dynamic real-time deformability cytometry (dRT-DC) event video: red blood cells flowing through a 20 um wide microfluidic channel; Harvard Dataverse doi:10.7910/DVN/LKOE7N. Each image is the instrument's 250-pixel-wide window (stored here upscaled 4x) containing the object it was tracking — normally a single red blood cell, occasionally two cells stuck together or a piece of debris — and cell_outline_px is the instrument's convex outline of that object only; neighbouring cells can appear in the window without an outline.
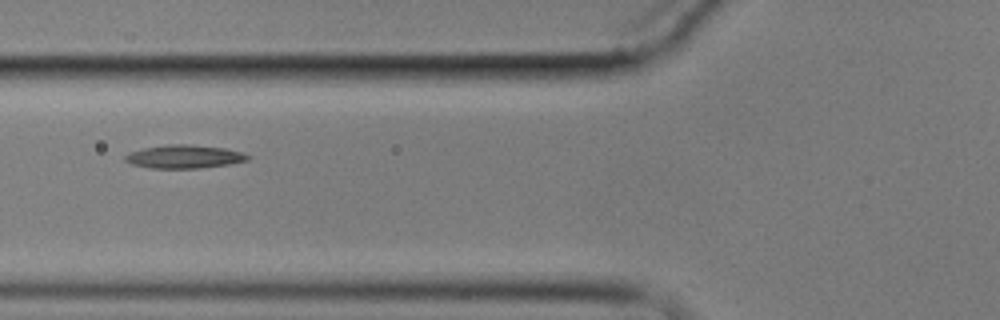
{"species": "common noctule bat (a hibernating species)", "species_latin": "Nyctalus noctula", "temperature_condition": "cold", "stored_images_in_passage": 9, "camera_frame_rate_fps": 3000, "um_per_image_px": 0.085, "animal": {"sex": "male", "body_mass_g": 17.9}, "frame": {"image": 1, "passage_image": 7, "time_ms": 7.333, "image_size_px": [1000, 320], "cell_outline_px": [[252, 156], [248, 160], [228, 164], [200, 168], [148, 168], [132, 164], [124, 160], [124, 156], [132, 152], [144, 148], [168, 144], [188, 144], [224, 148], [244, 152]], "centroid_in_image_um": [15.69, 13.31], "position_along_channel_um": 110.1, "area_um2": 16.65}}
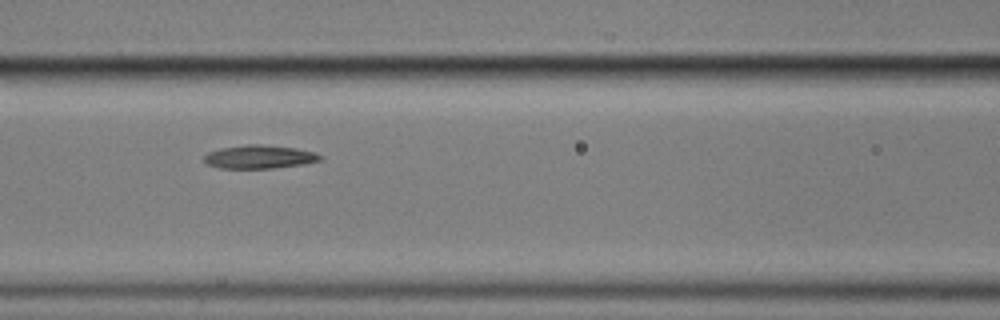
{"frame": {"image": 2, "passage_image": 8, "time_ms": 8.333, "image_size_px": [1000, 320], "cell_outline_px": [[324, 156], [320, 160], [304, 164], [272, 168], [220, 168], [208, 164], [204, 160], [204, 156], [208, 152], [220, 148], [248, 144], [260, 144], [296, 148], [316, 152]], "centroid_in_image_um": [22.07, 13.32], "position_along_channel_um": 144.5, "area_um2": 15.84}}
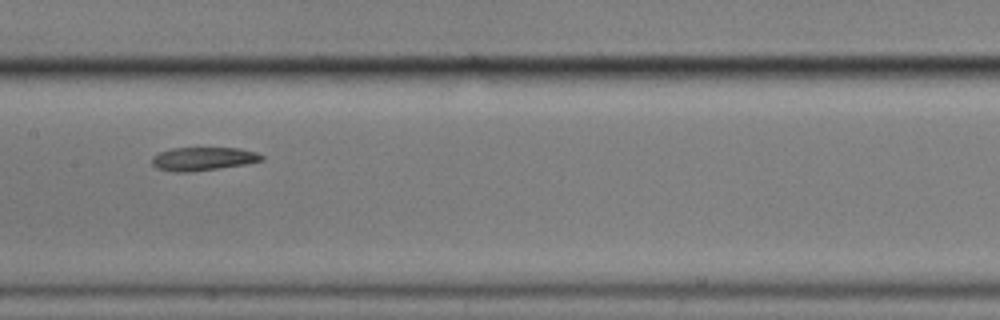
{"frame": {"image": 3, "passage_image": 9, "time_ms": 9.667, "image_size_px": [1000, 320], "cell_outline_px": [[264, 160], [244, 164], [192, 172], [172, 172], [156, 168], [152, 164], [152, 156], [160, 152], [172, 148], [240, 148], [256, 152], [264, 156]], "centroid_in_image_um": [17.24, 13.5], "position_along_channel_um": 190.2, "area_um2": 14.97}}